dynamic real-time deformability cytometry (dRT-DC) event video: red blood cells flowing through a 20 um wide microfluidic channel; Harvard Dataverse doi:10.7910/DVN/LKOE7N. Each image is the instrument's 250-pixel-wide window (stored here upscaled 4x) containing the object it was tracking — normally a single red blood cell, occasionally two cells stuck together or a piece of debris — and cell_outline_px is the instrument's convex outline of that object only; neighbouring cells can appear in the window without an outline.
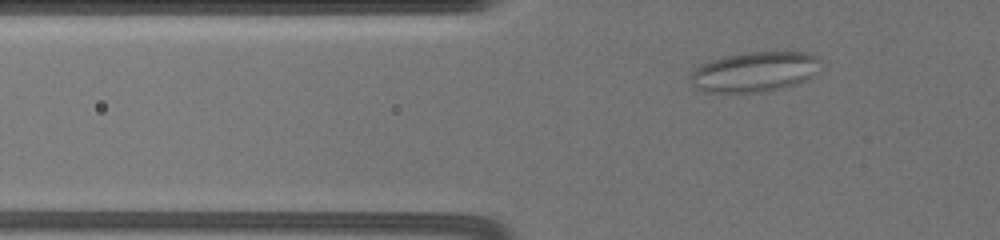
{"species": "common noctule bat (a hibernating species)", "species_latin": "Nyctalus noctula", "temperature_condition": "warm", "stored_images_in_passage": 29, "camera_frame_rate_fps": 3000, "um_per_image_px": 0.085, "animal": {"sex": "female", "body_mass_g": 19.5, "forearm_length_mm": 54.1}, "frame": {"image": 1, "passage_image": 2, "time_ms": 0.333, "image_size_px": [1000, 240], "cell_outline_px": [[824, 60], [812, 76], [808, 80], [796, 84], [780, 88], [760, 92], [704, 92], [696, 88], [688, 80], [692, 72], [700, 64], [724, 56], [748, 52], [808, 52], [820, 56]], "centroid_in_image_um": [64.17, 6.09], "position_along_channel_um": 61.6, "area_um2": 30.69}}
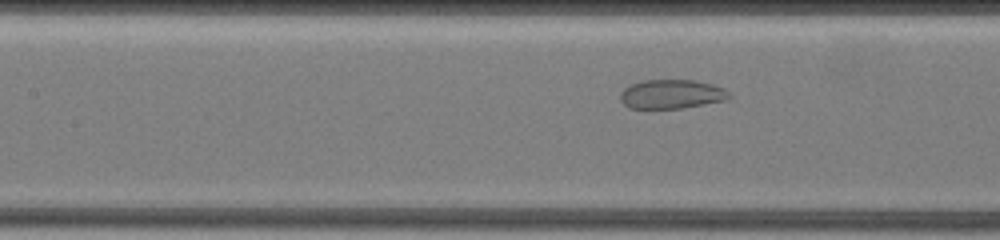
{"frame": {"image": 2, "passage_image": 20, "time_ms": 3.333, "image_size_px": [1000, 240], "cell_outline_px": [[732, 96], [728, 100], [684, 108], [628, 108], [620, 100], [620, 92], [628, 84], [644, 80], [696, 80], [712, 84], [724, 88]], "centroid_in_image_um": [57.09, 8.0], "position_along_channel_um": 150.3, "area_um2": 18.73}}
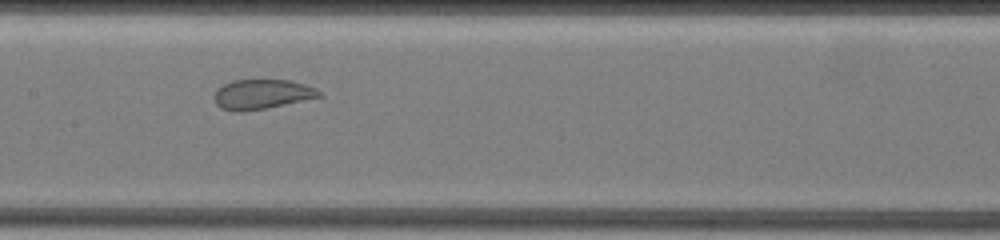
{"frame": {"image": 3, "passage_image": 28, "time_ms": 4.333, "image_size_px": [1000, 240], "cell_outline_px": [[324, 96], [264, 108], [240, 112], [236, 112], [220, 108], [216, 104], [212, 96], [216, 88], [232, 80], [288, 80], [304, 84], [316, 88]], "centroid_in_image_um": [22.21, 8.01], "position_along_channel_um": 185.2, "area_um2": 18.21}}